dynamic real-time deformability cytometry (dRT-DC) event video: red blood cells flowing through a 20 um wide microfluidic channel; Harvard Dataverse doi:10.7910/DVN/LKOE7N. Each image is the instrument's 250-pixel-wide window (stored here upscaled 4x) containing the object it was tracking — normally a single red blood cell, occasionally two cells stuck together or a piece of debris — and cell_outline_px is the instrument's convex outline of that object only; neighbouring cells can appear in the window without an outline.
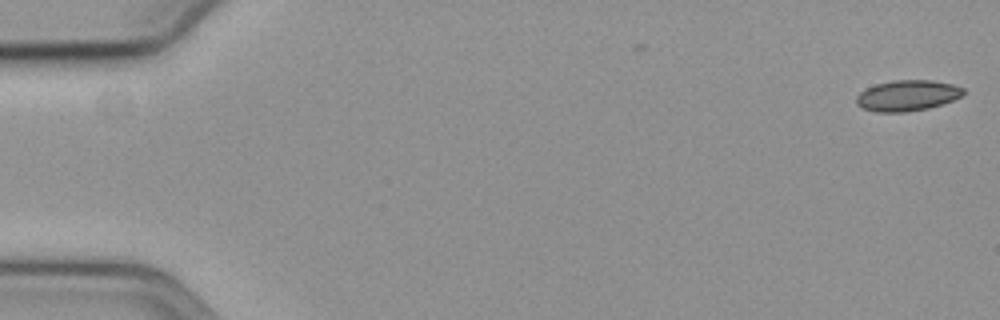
{"species": "common noctule bat (a hibernating species)", "species_latin": "Nyctalus noctula", "temperature_condition": "cold", "stored_images_in_passage": 14, "camera_frame_rate_fps": 3000, "um_per_image_px": 0.085, "animal": {"sex": "female", "body_mass_g": 19.3, "forearm_length_mm": 54.1}, "frame": {"image": 1, "passage_image": 1, "time_ms": 0.0, "image_size_px": [1000, 320], "cell_outline_px": [[964, 92], [960, 96], [952, 100], [928, 108], [904, 112], [876, 112], [864, 108], [856, 104], [856, 96], [860, 92], [876, 84], [892, 80], [932, 80], [952, 84], [964, 88]], "centroid_in_image_um": [77.1, 8.11], "position_along_channel_um": 7.9, "area_um2": 19.02}}